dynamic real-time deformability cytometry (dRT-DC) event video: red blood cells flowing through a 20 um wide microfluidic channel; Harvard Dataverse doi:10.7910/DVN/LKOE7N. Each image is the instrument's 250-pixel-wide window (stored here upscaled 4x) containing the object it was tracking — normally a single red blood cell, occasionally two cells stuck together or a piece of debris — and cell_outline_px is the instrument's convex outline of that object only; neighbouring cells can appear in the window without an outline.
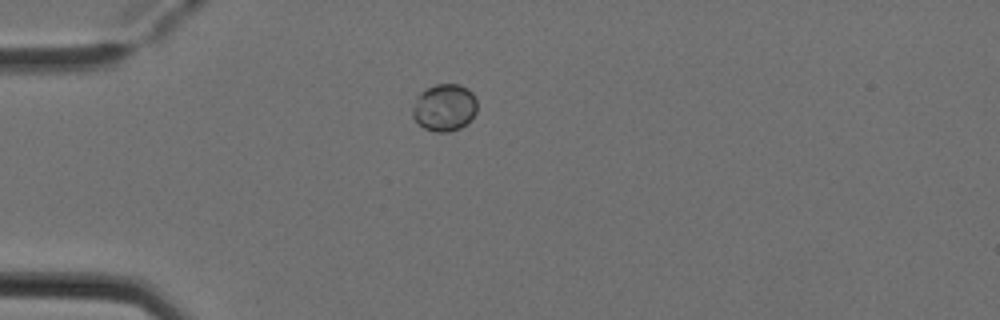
{"species": "Egyptian fruit bat (a non-hibernating species)", "species_latin": "Rousettus aegyptiacus", "temperature_condition": "cold", "stored_images_in_passage": 2, "camera_frame_rate_fps": 3000, "um_per_image_px": 0.085, "animal": {"sex": "female"}, "frame": {"image": 1, "passage_image": 2, "time_ms": 0.333, "image_size_px": [1000, 320], "cell_outline_px": [[476, 112], [460, 128], [448, 132], [436, 132], [424, 128], [412, 116], [412, 108], [416, 96], [420, 92], [436, 84], [460, 84], [468, 88], [476, 96]], "centroid_in_image_um": [37.76, 9.12], "position_along_channel_um": 47.2, "area_um2": 17.74}}